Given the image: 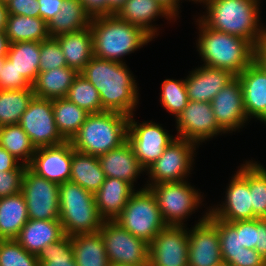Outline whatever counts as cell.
Returning <instances> with one entry per match:
<instances>
[{
	"mask_svg": "<svg viewBox=\"0 0 266 266\" xmlns=\"http://www.w3.org/2000/svg\"><path fill=\"white\" fill-rule=\"evenodd\" d=\"M126 63L93 56L80 72L97 89L102 111L134 115L139 104V93L133 73Z\"/></svg>",
	"mask_w": 266,
	"mask_h": 266,
	"instance_id": "6da1fadb",
	"label": "cell"
},
{
	"mask_svg": "<svg viewBox=\"0 0 266 266\" xmlns=\"http://www.w3.org/2000/svg\"><path fill=\"white\" fill-rule=\"evenodd\" d=\"M199 19L209 28L248 40L254 47L266 34L260 24V0H201ZM207 14V15H206Z\"/></svg>",
	"mask_w": 266,
	"mask_h": 266,
	"instance_id": "7a4b0ae2",
	"label": "cell"
},
{
	"mask_svg": "<svg viewBox=\"0 0 266 266\" xmlns=\"http://www.w3.org/2000/svg\"><path fill=\"white\" fill-rule=\"evenodd\" d=\"M89 27L93 37V55L109 61L125 63L123 57L153 40L143 29L116 14L93 17Z\"/></svg>",
	"mask_w": 266,
	"mask_h": 266,
	"instance_id": "3957f363",
	"label": "cell"
},
{
	"mask_svg": "<svg viewBox=\"0 0 266 266\" xmlns=\"http://www.w3.org/2000/svg\"><path fill=\"white\" fill-rule=\"evenodd\" d=\"M199 39L196 46L203 65L239 75L255 60V47L241 37L216 31L196 20Z\"/></svg>",
	"mask_w": 266,
	"mask_h": 266,
	"instance_id": "277c9868",
	"label": "cell"
},
{
	"mask_svg": "<svg viewBox=\"0 0 266 266\" xmlns=\"http://www.w3.org/2000/svg\"><path fill=\"white\" fill-rule=\"evenodd\" d=\"M128 121V115L115 111L88 114L70 143L79 152L99 157L127 141Z\"/></svg>",
	"mask_w": 266,
	"mask_h": 266,
	"instance_id": "5b68a950",
	"label": "cell"
},
{
	"mask_svg": "<svg viewBox=\"0 0 266 266\" xmlns=\"http://www.w3.org/2000/svg\"><path fill=\"white\" fill-rule=\"evenodd\" d=\"M59 215L64 234L99 232L101 218L94 193L71 181L59 185Z\"/></svg>",
	"mask_w": 266,
	"mask_h": 266,
	"instance_id": "8992f818",
	"label": "cell"
},
{
	"mask_svg": "<svg viewBox=\"0 0 266 266\" xmlns=\"http://www.w3.org/2000/svg\"><path fill=\"white\" fill-rule=\"evenodd\" d=\"M116 222L148 244L166 226L155 195L145 186L132 194Z\"/></svg>",
	"mask_w": 266,
	"mask_h": 266,
	"instance_id": "52a82bcc",
	"label": "cell"
},
{
	"mask_svg": "<svg viewBox=\"0 0 266 266\" xmlns=\"http://www.w3.org/2000/svg\"><path fill=\"white\" fill-rule=\"evenodd\" d=\"M149 188L156 197L163 222L171 226H185L184 220L198 209L204 198L188 181L163 182Z\"/></svg>",
	"mask_w": 266,
	"mask_h": 266,
	"instance_id": "ba28073f",
	"label": "cell"
},
{
	"mask_svg": "<svg viewBox=\"0 0 266 266\" xmlns=\"http://www.w3.org/2000/svg\"><path fill=\"white\" fill-rule=\"evenodd\" d=\"M109 264L143 266L149 264V244L133 236L115 221H103L99 230Z\"/></svg>",
	"mask_w": 266,
	"mask_h": 266,
	"instance_id": "9c48e42d",
	"label": "cell"
},
{
	"mask_svg": "<svg viewBox=\"0 0 266 266\" xmlns=\"http://www.w3.org/2000/svg\"><path fill=\"white\" fill-rule=\"evenodd\" d=\"M197 145L186 139L176 138L163 151L145 172L149 180L145 187L163 182H183L193 169L194 155Z\"/></svg>",
	"mask_w": 266,
	"mask_h": 266,
	"instance_id": "30bf717a",
	"label": "cell"
},
{
	"mask_svg": "<svg viewBox=\"0 0 266 266\" xmlns=\"http://www.w3.org/2000/svg\"><path fill=\"white\" fill-rule=\"evenodd\" d=\"M129 116L127 142L141 166L147 170L163 154L164 149L177 137H173L161 124L152 121L138 123Z\"/></svg>",
	"mask_w": 266,
	"mask_h": 266,
	"instance_id": "8fae6325",
	"label": "cell"
},
{
	"mask_svg": "<svg viewBox=\"0 0 266 266\" xmlns=\"http://www.w3.org/2000/svg\"><path fill=\"white\" fill-rule=\"evenodd\" d=\"M21 193L26 201L29 219L60 220L58 184L37 176L27 167Z\"/></svg>",
	"mask_w": 266,
	"mask_h": 266,
	"instance_id": "7c38bea8",
	"label": "cell"
},
{
	"mask_svg": "<svg viewBox=\"0 0 266 266\" xmlns=\"http://www.w3.org/2000/svg\"><path fill=\"white\" fill-rule=\"evenodd\" d=\"M19 125L35 148L58 145L66 141L57 129L52 99L34 97L22 114Z\"/></svg>",
	"mask_w": 266,
	"mask_h": 266,
	"instance_id": "4fadbf2b",
	"label": "cell"
},
{
	"mask_svg": "<svg viewBox=\"0 0 266 266\" xmlns=\"http://www.w3.org/2000/svg\"><path fill=\"white\" fill-rule=\"evenodd\" d=\"M178 138L191 141L199 147L200 143L225 132L218 125L211 103L190 101L176 118Z\"/></svg>",
	"mask_w": 266,
	"mask_h": 266,
	"instance_id": "5bb4252c",
	"label": "cell"
},
{
	"mask_svg": "<svg viewBox=\"0 0 266 266\" xmlns=\"http://www.w3.org/2000/svg\"><path fill=\"white\" fill-rule=\"evenodd\" d=\"M166 225L149 244L150 266H188V228ZM186 228V229H185Z\"/></svg>",
	"mask_w": 266,
	"mask_h": 266,
	"instance_id": "9a60e30c",
	"label": "cell"
},
{
	"mask_svg": "<svg viewBox=\"0 0 266 266\" xmlns=\"http://www.w3.org/2000/svg\"><path fill=\"white\" fill-rule=\"evenodd\" d=\"M205 212L199 222L188 228V266H217L221 264L218 228L207 218Z\"/></svg>",
	"mask_w": 266,
	"mask_h": 266,
	"instance_id": "2e32d148",
	"label": "cell"
},
{
	"mask_svg": "<svg viewBox=\"0 0 266 266\" xmlns=\"http://www.w3.org/2000/svg\"><path fill=\"white\" fill-rule=\"evenodd\" d=\"M74 148L70 141L36 148L28 168L37 176L58 185L70 181Z\"/></svg>",
	"mask_w": 266,
	"mask_h": 266,
	"instance_id": "e0dca14e",
	"label": "cell"
},
{
	"mask_svg": "<svg viewBox=\"0 0 266 266\" xmlns=\"http://www.w3.org/2000/svg\"><path fill=\"white\" fill-rule=\"evenodd\" d=\"M212 110L220 128L232 133L243 128L249 119L246 116L243 90L236 76L211 100Z\"/></svg>",
	"mask_w": 266,
	"mask_h": 266,
	"instance_id": "ac0fdd59",
	"label": "cell"
},
{
	"mask_svg": "<svg viewBox=\"0 0 266 266\" xmlns=\"http://www.w3.org/2000/svg\"><path fill=\"white\" fill-rule=\"evenodd\" d=\"M226 190L223 203L211 207L208 216L227 222L253 219L249 183L238 171L231 177Z\"/></svg>",
	"mask_w": 266,
	"mask_h": 266,
	"instance_id": "d6986e66",
	"label": "cell"
},
{
	"mask_svg": "<svg viewBox=\"0 0 266 266\" xmlns=\"http://www.w3.org/2000/svg\"><path fill=\"white\" fill-rule=\"evenodd\" d=\"M235 77L229 70L205 65L196 67L185 78L188 98L190 101L211 103L217 93Z\"/></svg>",
	"mask_w": 266,
	"mask_h": 266,
	"instance_id": "ffe728a7",
	"label": "cell"
},
{
	"mask_svg": "<svg viewBox=\"0 0 266 266\" xmlns=\"http://www.w3.org/2000/svg\"><path fill=\"white\" fill-rule=\"evenodd\" d=\"M237 77L242 85L247 118L258 119L266 111V70L254 60Z\"/></svg>",
	"mask_w": 266,
	"mask_h": 266,
	"instance_id": "44dd1931",
	"label": "cell"
},
{
	"mask_svg": "<svg viewBox=\"0 0 266 266\" xmlns=\"http://www.w3.org/2000/svg\"><path fill=\"white\" fill-rule=\"evenodd\" d=\"M98 160L106 178L124 180L133 186L137 177L146 171L127 141L120 147L100 155Z\"/></svg>",
	"mask_w": 266,
	"mask_h": 266,
	"instance_id": "7402d4cb",
	"label": "cell"
},
{
	"mask_svg": "<svg viewBox=\"0 0 266 266\" xmlns=\"http://www.w3.org/2000/svg\"><path fill=\"white\" fill-rule=\"evenodd\" d=\"M132 184L115 178H106L94 194L98 212L104 221H115L136 191Z\"/></svg>",
	"mask_w": 266,
	"mask_h": 266,
	"instance_id": "603a6c76",
	"label": "cell"
},
{
	"mask_svg": "<svg viewBox=\"0 0 266 266\" xmlns=\"http://www.w3.org/2000/svg\"><path fill=\"white\" fill-rule=\"evenodd\" d=\"M116 15L130 24L143 29L153 39L158 36L157 25H153L156 18L165 17L176 21L175 18L156 0H126ZM153 20V21H152Z\"/></svg>",
	"mask_w": 266,
	"mask_h": 266,
	"instance_id": "cb8c5ba5",
	"label": "cell"
},
{
	"mask_svg": "<svg viewBox=\"0 0 266 266\" xmlns=\"http://www.w3.org/2000/svg\"><path fill=\"white\" fill-rule=\"evenodd\" d=\"M64 235L60 220L29 219L15 239L27 252L38 255Z\"/></svg>",
	"mask_w": 266,
	"mask_h": 266,
	"instance_id": "d4e9b609",
	"label": "cell"
},
{
	"mask_svg": "<svg viewBox=\"0 0 266 266\" xmlns=\"http://www.w3.org/2000/svg\"><path fill=\"white\" fill-rule=\"evenodd\" d=\"M55 38L62 48L67 66L80 73L94 56L90 27L61 34Z\"/></svg>",
	"mask_w": 266,
	"mask_h": 266,
	"instance_id": "484cf974",
	"label": "cell"
},
{
	"mask_svg": "<svg viewBox=\"0 0 266 266\" xmlns=\"http://www.w3.org/2000/svg\"><path fill=\"white\" fill-rule=\"evenodd\" d=\"M78 74L76 70L68 66L39 72L32 85L35 97L43 99L66 98L69 88Z\"/></svg>",
	"mask_w": 266,
	"mask_h": 266,
	"instance_id": "4316f807",
	"label": "cell"
},
{
	"mask_svg": "<svg viewBox=\"0 0 266 266\" xmlns=\"http://www.w3.org/2000/svg\"><path fill=\"white\" fill-rule=\"evenodd\" d=\"M28 220L27 205L21 192L0 198V240L16 239Z\"/></svg>",
	"mask_w": 266,
	"mask_h": 266,
	"instance_id": "83f0119b",
	"label": "cell"
},
{
	"mask_svg": "<svg viewBox=\"0 0 266 266\" xmlns=\"http://www.w3.org/2000/svg\"><path fill=\"white\" fill-rule=\"evenodd\" d=\"M91 19L80 0H64L60 12L48 23L49 36L85 29L90 26Z\"/></svg>",
	"mask_w": 266,
	"mask_h": 266,
	"instance_id": "f1b7e54d",
	"label": "cell"
},
{
	"mask_svg": "<svg viewBox=\"0 0 266 266\" xmlns=\"http://www.w3.org/2000/svg\"><path fill=\"white\" fill-rule=\"evenodd\" d=\"M105 179L106 176L101 169L97 156L85 154L74 149L71 164V182L95 194Z\"/></svg>",
	"mask_w": 266,
	"mask_h": 266,
	"instance_id": "f546056e",
	"label": "cell"
},
{
	"mask_svg": "<svg viewBox=\"0 0 266 266\" xmlns=\"http://www.w3.org/2000/svg\"><path fill=\"white\" fill-rule=\"evenodd\" d=\"M72 248L77 266H109L100 232L72 236Z\"/></svg>",
	"mask_w": 266,
	"mask_h": 266,
	"instance_id": "4dcf8cb0",
	"label": "cell"
},
{
	"mask_svg": "<svg viewBox=\"0 0 266 266\" xmlns=\"http://www.w3.org/2000/svg\"><path fill=\"white\" fill-rule=\"evenodd\" d=\"M6 57L13 63L18 73L32 86L40 72V42L12 43Z\"/></svg>",
	"mask_w": 266,
	"mask_h": 266,
	"instance_id": "1f68e13d",
	"label": "cell"
},
{
	"mask_svg": "<svg viewBox=\"0 0 266 266\" xmlns=\"http://www.w3.org/2000/svg\"><path fill=\"white\" fill-rule=\"evenodd\" d=\"M5 34L10 44L21 41L42 42L49 38L48 24L40 17L8 14Z\"/></svg>",
	"mask_w": 266,
	"mask_h": 266,
	"instance_id": "d6a6232c",
	"label": "cell"
},
{
	"mask_svg": "<svg viewBox=\"0 0 266 266\" xmlns=\"http://www.w3.org/2000/svg\"><path fill=\"white\" fill-rule=\"evenodd\" d=\"M249 183L253 219H266V168L257 161H245L237 170Z\"/></svg>",
	"mask_w": 266,
	"mask_h": 266,
	"instance_id": "836d02e7",
	"label": "cell"
},
{
	"mask_svg": "<svg viewBox=\"0 0 266 266\" xmlns=\"http://www.w3.org/2000/svg\"><path fill=\"white\" fill-rule=\"evenodd\" d=\"M52 107L59 133L66 141H70L84 124L89 113L67 98L52 99Z\"/></svg>",
	"mask_w": 266,
	"mask_h": 266,
	"instance_id": "e575fe53",
	"label": "cell"
},
{
	"mask_svg": "<svg viewBox=\"0 0 266 266\" xmlns=\"http://www.w3.org/2000/svg\"><path fill=\"white\" fill-rule=\"evenodd\" d=\"M0 146L6 149L22 164L28 166L35 154L36 148L31 143L27 133L19 124L0 127Z\"/></svg>",
	"mask_w": 266,
	"mask_h": 266,
	"instance_id": "d590c367",
	"label": "cell"
},
{
	"mask_svg": "<svg viewBox=\"0 0 266 266\" xmlns=\"http://www.w3.org/2000/svg\"><path fill=\"white\" fill-rule=\"evenodd\" d=\"M34 97L33 89L0 90V127L19 124Z\"/></svg>",
	"mask_w": 266,
	"mask_h": 266,
	"instance_id": "8d00e7d4",
	"label": "cell"
},
{
	"mask_svg": "<svg viewBox=\"0 0 266 266\" xmlns=\"http://www.w3.org/2000/svg\"><path fill=\"white\" fill-rule=\"evenodd\" d=\"M66 98L89 114L102 112L97 89L80 73L74 79Z\"/></svg>",
	"mask_w": 266,
	"mask_h": 266,
	"instance_id": "74e56055",
	"label": "cell"
},
{
	"mask_svg": "<svg viewBox=\"0 0 266 266\" xmlns=\"http://www.w3.org/2000/svg\"><path fill=\"white\" fill-rule=\"evenodd\" d=\"M39 266H77L72 248V236L64 234L47 245L37 255Z\"/></svg>",
	"mask_w": 266,
	"mask_h": 266,
	"instance_id": "f35d334b",
	"label": "cell"
},
{
	"mask_svg": "<svg viewBox=\"0 0 266 266\" xmlns=\"http://www.w3.org/2000/svg\"><path fill=\"white\" fill-rule=\"evenodd\" d=\"M160 101L164 109L177 116L189 102L185 79H165L161 85Z\"/></svg>",
	"mask_w": 266,
	"mask_h": 266,
	"instance_id": "ab89813d",
	"label": "cell"
},
{
	"mask_svg": "<svg viewBox=\"0 0 266 266\" xmlns=\"http://www.w3.org/2000/svg\"><path fill=\"white\" fill-rule=\"evenodd\" d=\"M0 266H39L37 256L15 239L0 240Z\"/></svg>",
	"mask_w": 266,
	"mask_h": 266,
	"instance_id": "60d3db41",
	"label": "cell"
},
{
	"mask_svg": "<svg viewBox=\"0 0 266 266\" xmlns=\"http://www.w3.org/2000/svg\"><path fill=\"white\" fill-rule=\"evenodd\" d=\"M217 228L220 241V252L222 261L224 262L231 254H237L244 250L240 240V233L230 223L220 220L215 216L207 217Z\"/></svg>",
	"mask_w": 266,
	"mask_h": 266,
	"instance_id": "b9f144b4",
	"label": "cell"
},
{
	"mask_svg": "<svg viewBox=\"0 0 266 266\" xmlns=\"http://www.w3.org/2000/svg\"><path fill=\"white\" fill-rule=\"evenodd\" d=\"M40 72L67 66L62 48L55 37L40 42Z\"/></svg>",
	"mask_w": 266,
	"mask_h": 266,
	"instance_id": "7bdbcfd3",
	"label": "cell"
},
{
	"mask_svg": "<svg viewBox=\"0 0 266 266\" xmlns=\"http://www.w3.org/2000/svg\"><path fill=\"white\" fill-rule=\"evenodd\" d=\"M12 89H32V86L18 73L13 63L6 57L0 60V90Z\"/></svg>",
	"mask_w": 266,
	"mask_h": 266,
	"instance_id": "ee69618b",
	"label": "cell"
},
{
	"mask_svg": "<svg viewBox=\"0 0 266 266\" xmlns=\"http://www.w3.org/2000/svg\"><path fill=\"white\" fill-rule=\"evenodd\" d=\"M25 171L0 172V198L19 194Z\"/></svg>",
	"mask_w": 266,
	"mask_h": 266,
	"instance_id": "f6af8a7d",
	"label": "cell"
},
{
	"mask_svg": "<svg viewBox=\"0 0 266 266\" xmlns=\"http://www.w3.org/2000/svg\"><path fill=\"white\" fill-rule=\"evenodd\" d=\"M240 233L243 247L255 249L257 242V218L230 222Z\"/></svg>",
	"mask_w": 266,
	"mask_h": 266,
	"instance_id": "bcb514c9",
	"label": "cell"
},
{
	"mask_svg": "<svg viewBox=\"0 0 266 266\" xmlns=\"http://www.w3.org/2000/svg\"><path fill=\"white\" fill-rule=\"evenodd\" d=\"M224 263H227L229 266H266V259L255 249L244 247L243 251L231 254Z\"/></svg>",
	"mask_w": 266,
	"mask_h": 266,
	"instance_id": "7dc6e473",
	"label": "cell"
},
{
	"mask_svg": "<svg viewBox=\"0 0 266 266\" xmlns=\"http://www.w3.org/2000/svg\"><path fill=\"white\" fill-rule=\"evenodd\" d=\"M6 7L8 14L40 17L38 0H11Z\"/></svg>",
	"mask_w": 266,
	"mask_h": 266,
	"instance_id": "c3c4849f",
	"label": "cell"
},
{
	"mask_svg": "<svg viewBox=\"0 0 266 266\" xmlns=\"http://www.w3.org/2000/svg\"><path fill=\"white\" fill-rule=\"evenodd\" d=\"M64 0H38L40 18L47 24L60 12Z\"/></svg>",
	"mask_w": 266,
	"mask_h": 266,
	"instance_id": "681fc988",
	"label": "cell"
},
{
	"mask_svg": "<svg viewBox=\"0 0 266 266\" xmlns=\"http://www.w3.org/2000/svg\"><path fill=\"white\" fill-rule=\"evenodd\" d=\"M28 166L19 162L6 149L0 146V172L25 171Z\"/></svg>",
	"mask_w": 266,
	"mask_h": 266,
	"instance_id": "f907efd6",
	"label": "cell"
},
{
	"mask_svg": "<svg viewBox=\"0 0 266 266\" xmlns=\"http://www.w3.org/2000/svg\"><path fill=\"white\" fill-rule=\"evenodd\" d=\"M86 12L93 17L109 15L108 0H80Z\"/></svg>",
	"mask_w": 266,
	"mask_h": 266,
	"instance_id": "816d5d0a",
	"label": "cell"
},
{
	"mask_svg": "<svg viewBox=\"0 0 266 266\" xmlns=\"http://www.w3.org/2000/svg\"><path fill=\"white\" fill-rule=\"evenodd\" d=\"M255 250L266 259V219L257 218V242Z\"/></svg>",
	"mask_w": 266,
	"mask_h": 266,
	"instance_id": "f5cc1de1",
	"label": "cell"
},
{
	"mask_svg": "<svg viewBox=\"0 0 266 266\" xmlns=\"http://www.w3.org/2000/svg\"><path fill=\"white\" fill-rule=\"evenodd\" d=\"M255 61L266 70V34L255 46Z\"/></svg>",
	"mask_w": 266,
	"mask_h": 266,
	"instance_id": "db71d44e",
	"label": "cell"
},
{
	"mask_svg": "<svg viewBox=\"0 0 266 266\" xmlns=\"http://www.w3.org/2000/svg\"><path fill=\"white\" fill-rule=\"evenodd\" d=\"M176 19L179 17L180 0H156ZM182 1V0H181ZM186 1V0H185Z\"/></svg>",
	"mask_w": 266,
	"mask_h": 266,
	"instance_id": "11a10c76",
	"label": "cell"
},
{
	"mask_svg": "<svg viewBox=\"0 0 266 266\" xmlns=\"http://www.w3.org/2000/svg\"><path fill=\"white\" fill-rule=\"evenodd\" d=\"M10 47L9 39L5 34V30L0 31V60L6 58Z\"/></svg>",
	"mask_w": 266,
	"mask_h": 266,
	"instance_id": "9f6ffc18",
	"label": "cell"
},
{
	"mask_svg": "<svg viewBox=\"0 0 266 266\" xmlns=\"http://www.w3.org/2000/svg\"><path fill=\"white\" fill-rule=\"evenodd\" d=\"M126 0H108L109 15L116 14Z\"/></svg>",
	"mask_w": 266,
	"mask_h": 266,
	"instance_id": "6f0895ef",
	"label": "cell"
},
{
	"mask_svg": "<svg viewBox=\"0 0 266 266\" xmlns=\"http://www.w3.org/2000/svg\"><path fill=\"white\" fill-rule=\"evenodd\" d=\"M7 18H8L7 7L5 4L0 2V31L5 30Z\"/></svg>",
	"mask_w": 266,
	"mask_h": 266,
	"instance_id": "680465c9",
	"label": "cell"
},
{
	"mask_svg": "<svg viewBox=\"0 0 266 266\" xmlns=\"http://www.w3.org/2000/svg\"><path fill=\"white\" fill-rule=\"evenodd\" d=\"M256 120H259L266 125V111Z\"/></svg>",
	"mask_w": 266,
	"mask_h": 266,
	"instance_id": "91938a15",
	"label": "cell"
},
{
	"mask_svg": "<svg viewBox=\"0 0 266 266\" xmlns=\"http://www.w3.org/2000/svg\"><path fill=\"white\" fill-rule=\"evenodd\" d=\"M9 1H11V0H0V2L3 3V4H5V5H6Z\"/></svg>",
	"mask_w": 266,
	"mask_h": 266,
	"instance_id": "94428289",
	"label": "cell"
},
{
	"mask_svg": "<svg viewBox=\"0 0 266 266\" xmlns=\"http://www.w3.org/2000/svg\"><path fill=\"white\" fill-rule=\"evenodd\" d=\"M109 266H127V265H114V264H110ZM143 266H150V265L147 264V265H143Z\"/></svg>",
	"mask_w": 266,
	"mask_h": 266,
	"instance_id": "6125c7cd",
	"label": "cell"
},
{
	"mask_svg": "<svg viewBox=\"0 0 266 266\" xmlns=\"http://www.w3.org/2000/svg\"><path fill=\"white\" fill-rule=\"evenodd\" d=\"M217 266H229V265L227 263L222 262L221 264H219Z\"/></svg>",
	"mask_w": 266,
	"mask_h": 266,
	"instance_id": "be15d7a7",
	"label": "cell"
},
{
	"mask_svg": "<svg viewBox=\"0 0 266 266\" xmlns=\"http://www.w3.org/2000/svg\"><path fill=\"white\" fill-rule=\"evenodd\" d=\"M189 1H194L195 3L197 2H200L201 0H189Z\"/></svg>",
	"mask_w": 266,
	"mask_h": 266,
	"instance_id": "e7e4bbea",
	"label": "cell"
}]
</instances>
